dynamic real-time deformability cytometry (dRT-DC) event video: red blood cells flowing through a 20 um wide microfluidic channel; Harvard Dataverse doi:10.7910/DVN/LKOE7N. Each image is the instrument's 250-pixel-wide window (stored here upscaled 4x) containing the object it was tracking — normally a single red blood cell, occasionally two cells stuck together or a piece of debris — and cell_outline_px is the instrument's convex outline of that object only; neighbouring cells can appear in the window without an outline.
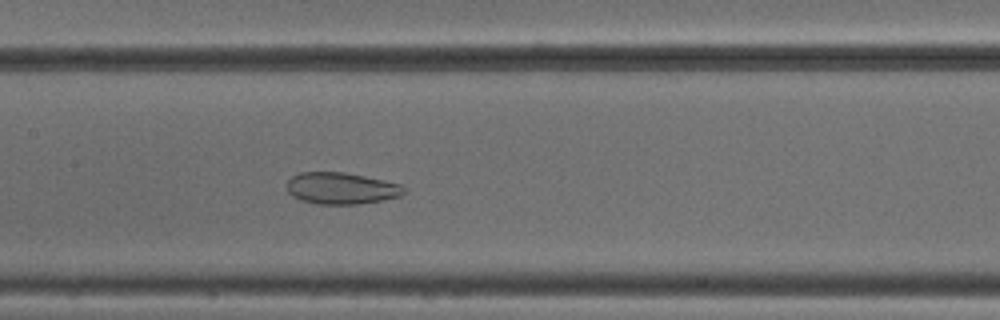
{"species": "common noctule bat (a hibernating species)", "species_latin": "Nyctalus noctula", "temperature_condition": "cold", "stored_images_in_passage": 53, "camera_frame_rate_fps": 3000, "um_per_image_px": 0.085, "animal": {"sex": "male", "body_mass_g": 18.8}, "frame": {"image": 1, "passage_image": 26, "time_ms": 8.333, "image_size_px": [1000, 320], "cell_outline_px": [[408, 192], [400, 196], [360, 204], [320, 204], [300, 200], [292, 196], [288, 192], [288, 180], [292, 176], [300, 172], [344, 172], [404, 184], [408, 188]], "centroid_in_image_um": [29.07, 16.0], "position_along_channel_um": 178.3, "area_um2": 21.79}}
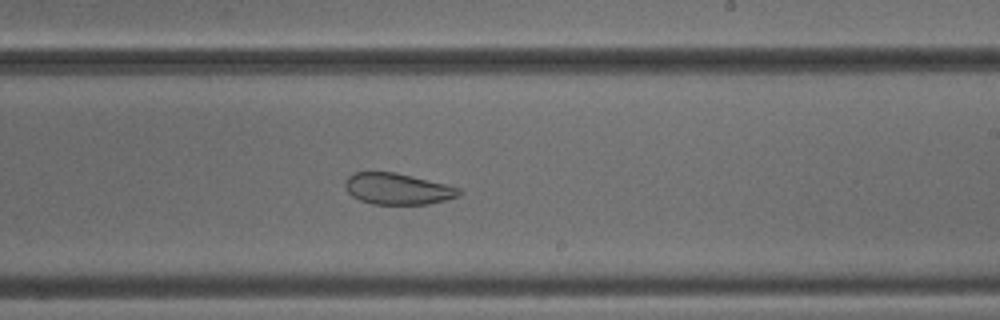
{"frame": {"image": 2, "passage_image": 32, "time_ms": 10.333, "image_size_px": [1000, 320], "cell_outline_px": [[460, 196], [428, 204], [372, 204], [360, 200], [352, 196], [348, 192], [344, 184], [348, 176], [356, 172], [396, 172], [460, 188]], "centroid_in_image_um": [33.77, 16.05], "position_along_channel_um": 255.2, "area_um2": 20.58}}
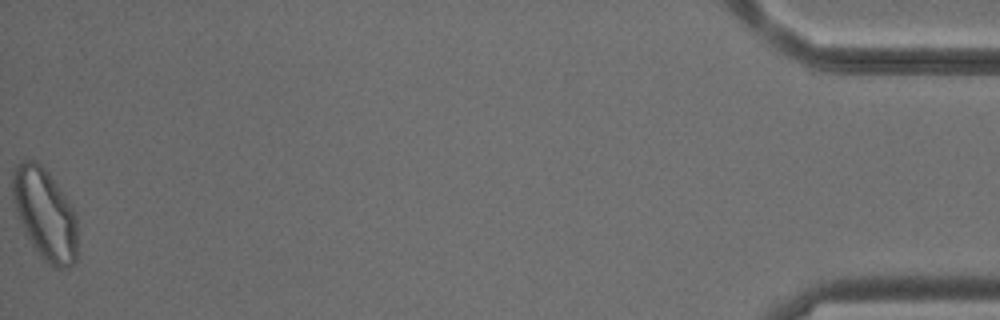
{"frame": {"image": 3, "passage_image": 53, "time_ms": 17.333, "image_size_px": [1000, 320], "cell_outline_px": [[76, 260], [68, 268], [52, 268], [40, 256], [24, 232], [20, 224], [16, 212], [12, 196], [12, 172], [20, 160], [36, 160], [48, 172], [68, 200], [76, 216]], "centroid_in_image_um": [3.79, 18.2], "position_along_channel_um": 431.4, "area_um2": 34.56}, "authors_computed_cell_mechanics": {"area_um2": 29.6514, "velocity_mm_per_s": 3.8512, "shape_relaxation_time_tau1_ms": null, "shape_relaxation_time_tau2_ms": 2.3062, "deformation_change_tau1": null, "deformation_change_tau2": 0.0936}}